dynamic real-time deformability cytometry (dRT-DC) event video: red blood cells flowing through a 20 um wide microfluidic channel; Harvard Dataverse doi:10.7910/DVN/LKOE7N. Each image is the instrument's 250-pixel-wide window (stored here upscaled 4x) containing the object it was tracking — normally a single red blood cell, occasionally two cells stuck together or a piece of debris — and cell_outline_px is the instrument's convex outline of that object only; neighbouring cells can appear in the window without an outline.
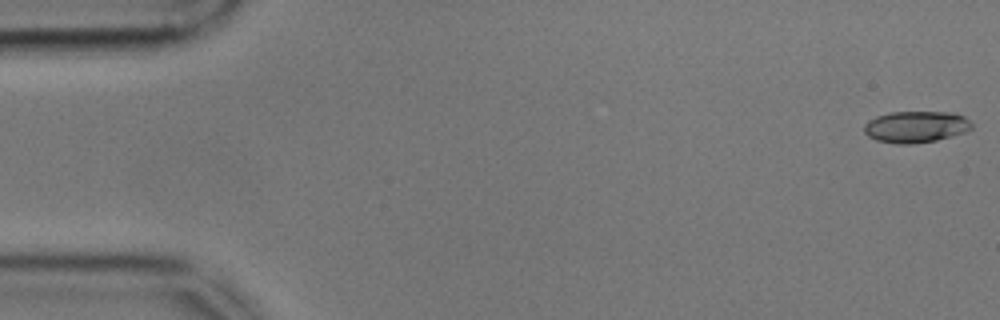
{"species": "common noctule bat (a hibernating species)", "species_latin": "Nyctalus noctula", "temperature_condition": "cold", "stored_images_in_passage": 55, "camera_frame_rate_fps": 3000, "um_per_image_px": 0.085, "animal": {"sex": "male", "body_mass_g": 17.9, "forearm_length_mm": 54.2}, "frame": {"image": 1, "passage_image": 1, "time_ms": 0.0, "image_size_px": [1000, 320], "cell_outline_px": [[972, 128], [964, 132], [936, 140], [912, 144], [896, 144], [876, 140], [868, 136], [864, 132], [864, 124], [868, 120], [876, 116], [892, 112], [952, 112], [964, 116], [972, 124]], "centroid_in_image_um": [77.82, 10.78], "position_along_channel_um": 7.2, "area_um2": 19.77}}
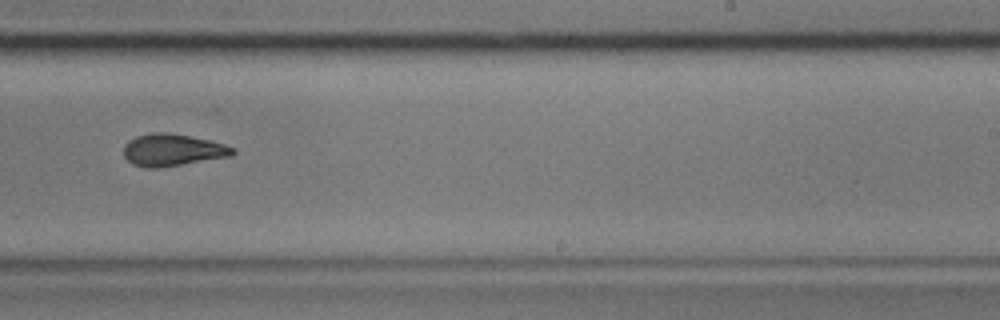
{"frame": {"image": 2, "passage_image": 34, "time_ms": 11.0, "image_size_px": [1000, 320], "cell_outline_px": [[236, 152], [232, 156], [156, 168], [148, 168], [132, 164], [124, 156], [124, 144], [128, 140], [136, 136], [152, 132], [168, 132], [208, 140], [224, 144], [236, 148]], "centroid_in_image_um": [14.66, 12.74], "position_along_channel_um": 274.3, "area_um2": 20.35}}
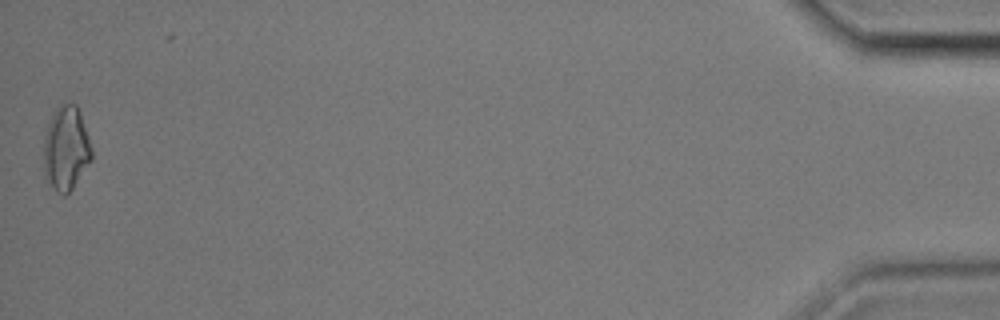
{"frame": {"image": 3, "passage_image": 55, "time_ms": 18.0, "image_size_px": [1000, 320], "cell_outline_px": [[92, 160], [72, 188], [64, 196], [56, 192], [44, 176], [44, 136], [48, 124], [56, 108], [60, 104], [76, 104], [80, 112], [92, 148]], "centroid_in_image_um": [5.61, 12.63], "position_along_channel_um": 429.6, "area_um2": 23.47}, "authors_computed_cell_mechanics": {"area_um2": 20.23, "velocity_mm_per_s": 3.5857, "shape_relaxation_time_tau1_ms": 4.7425, "shape_relaxation_time_tau2_ms": 3.6667, "deformation_change_tau1": 0.1296, "deformation_change_tau2": 0.107}}